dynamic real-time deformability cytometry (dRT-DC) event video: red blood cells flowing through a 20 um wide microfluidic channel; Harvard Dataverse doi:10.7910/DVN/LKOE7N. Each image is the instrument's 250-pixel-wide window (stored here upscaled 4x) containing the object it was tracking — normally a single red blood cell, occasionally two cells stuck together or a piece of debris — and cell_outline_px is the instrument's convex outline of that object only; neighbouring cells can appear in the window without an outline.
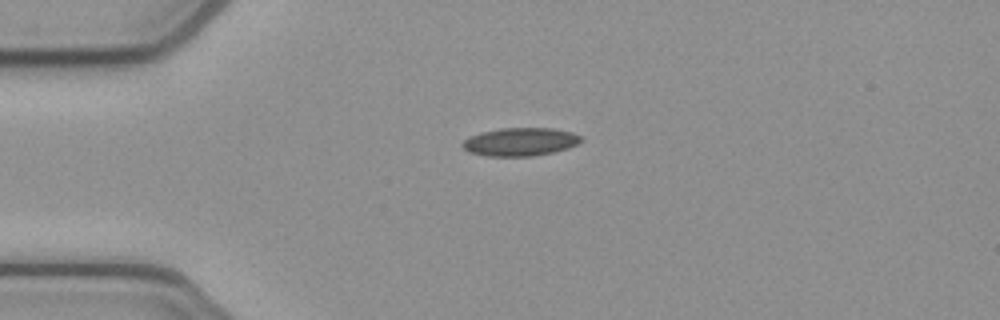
{"species": "common noctule bat (a hibernating species)", "species_latin": "Nyctalus noctula", "temperature_condition": "cold", "stored_images_in_passage": 41, "camera_frame_rate_fps": 3000, "um_per_image_px": 0.085, "animal": {"sex": "female", "body_mass_g": 21.9}, "frame": {"image": 1, "passage_image": 1, "time_ms": 0.0, "image_size_px": [1000, 320], "cell_outline_px": [[584, 140], [568, 148], [552, 152], [532, 156], [488, 156], [468, 152], [460, 144], [464, 140], [480, 132], [500, 128], [552, 128], [572, 132], [580, 136]], "centroid_in_image_um": [44.21, 12.05], "position_along_channel_um": 40.8, "area_um2": 19.42}}
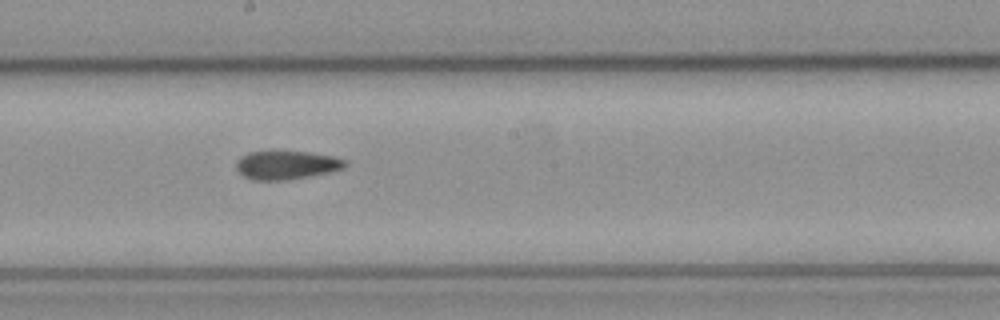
{"frame": {"image": 2, "passage_image": 17, "time_ms": 5.333, "image_size_px": [1000, 320], "cell_outline_px": [[348, 164], [344, 168], [332, 172], [288, 180], [252, 180], [244, 176], [236, 168], [236, 160], [240, 156], [248, 152], [308, 152], [332, 156], [348, 160]], "centroid_in_image_um": [24.38, 14.04], "position_along_channel_um": 223.8, "area_um2": 18.21}}
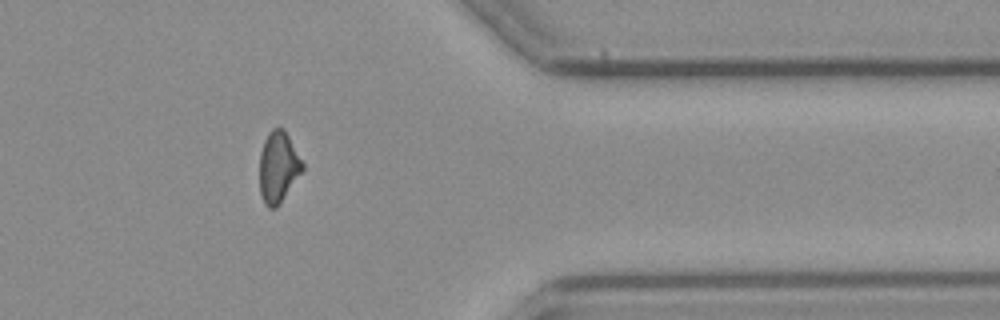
{"frame": {"image": 3, "passage_image": 31, "time_ms": 10.0, "image_size_px": [1000, 320], "cell_outline_px": [[304, 168], [280, 204], [276, 208], [268, 208], [264, 204], [260, 192], [260, 152], [264, 140], [268, 132], [272, 128], [284, 128], [304, 164]], "centroid_in_image_um": [23.64, 14.2], "position_along_channel_um": 387.8, "area_um2": 17.8}, "authors_computed_cell_mechanics": {"area_um2": 18.2648, "velocity_mm_per_s": 3.8984, "shape_relaxation_time_tau1_ms": null, "shape_relaxation_time_tau2_ms": 2.5958, "deformation_change_tau1": null, "deformation_change_tau2": 0.0905}}